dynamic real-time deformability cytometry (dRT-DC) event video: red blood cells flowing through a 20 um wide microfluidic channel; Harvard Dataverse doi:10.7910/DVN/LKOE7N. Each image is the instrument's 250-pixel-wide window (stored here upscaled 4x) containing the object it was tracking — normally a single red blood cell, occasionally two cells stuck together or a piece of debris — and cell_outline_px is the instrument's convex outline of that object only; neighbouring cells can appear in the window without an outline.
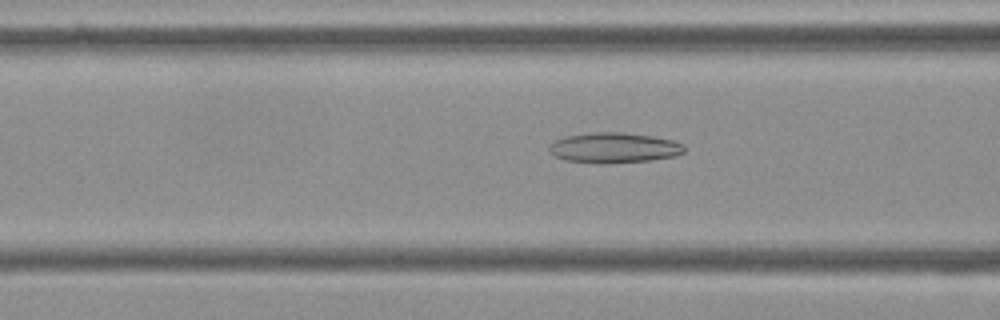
{"species": "Egyptian fruit bat (a non-hibernating species)", "species_latin": "Rousettus aegyptiacus", "temperature_condition": "cold", "stored_images_in_passage": 55, "camera_frame_rate_fps": 3000, "um_per_image_px": 0.085, "frame": {"image": 1, "passage_image": 21, "time_ms": 6.667, "image_size_px": [1000, 320], "cell_outline_px": [[684, 152], [676, 156], [648, 160], [608, 164], [564, 160], [548, 152], [548, 148], [556, 140], [564, 136], [592, 132], [620, 132], [652, 136], [672, 140], [684, 144]], "centroid_in_image_um": [52.18, 12.56], "position_along_channel_um": 114.4, "area_um2": 23.87}}
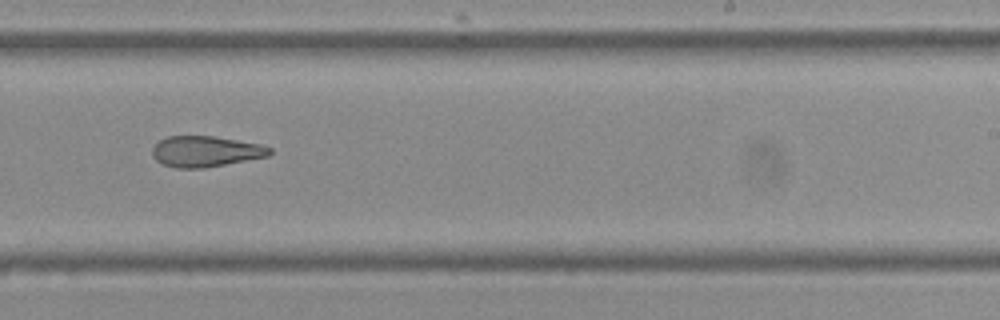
{"frame": {"image": 2, "passage_image": 34, "time_ms": 11.0, "image_size_px": [1000, 320], "cell_outline_px": [[272, 152], [268, 156], [204, 168], [176, 168], [164, 164], [156, 160], [152, 156], [152, 148], [160, 140], [168, 136], [212, 136], [260, 144], [272, 148]], "centroid_in_image_um": [17.46, 12.87], "position_along_channel_um": 271.5, "area_um2": 20.92}}
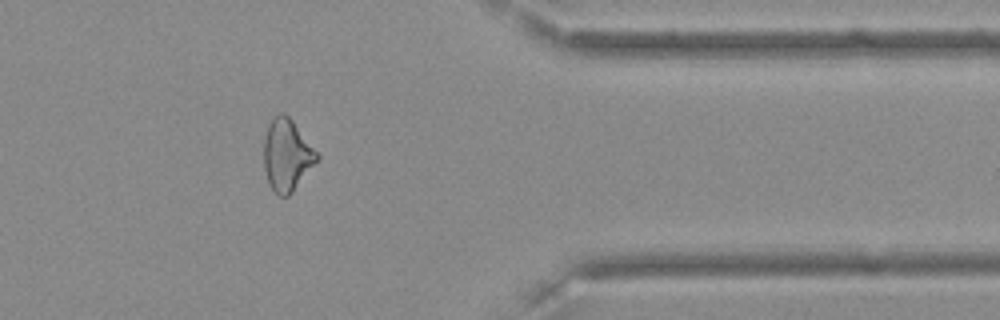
{"frame": {"image": 3, "passage_image": 45, "time_ms": 14.667, "image_size_px": [1000, 320], "cell_outline_px": [[320, 156], [292, 192], [288, 196], [280, 196], [268, 184], [264, 168], [264, 136], [268, 124], [280, 112], [284, 112], [292, 120]], "centroid_in_image_um": [24.35, 13.17], "position_along_channel_um": 387.0, "area_um2": 21.85}, "authors_computed_cell_mechanics": {"area_um2": 23.8714, "velocity_mm_per_s": 3.616, "shape_relaxation_time_tau1_ms": null, "shape_relaxation_time_tau2_ms": 8.5455, "deformation_change_tau1": null, "deformation_change_tau2": 0.2095}}